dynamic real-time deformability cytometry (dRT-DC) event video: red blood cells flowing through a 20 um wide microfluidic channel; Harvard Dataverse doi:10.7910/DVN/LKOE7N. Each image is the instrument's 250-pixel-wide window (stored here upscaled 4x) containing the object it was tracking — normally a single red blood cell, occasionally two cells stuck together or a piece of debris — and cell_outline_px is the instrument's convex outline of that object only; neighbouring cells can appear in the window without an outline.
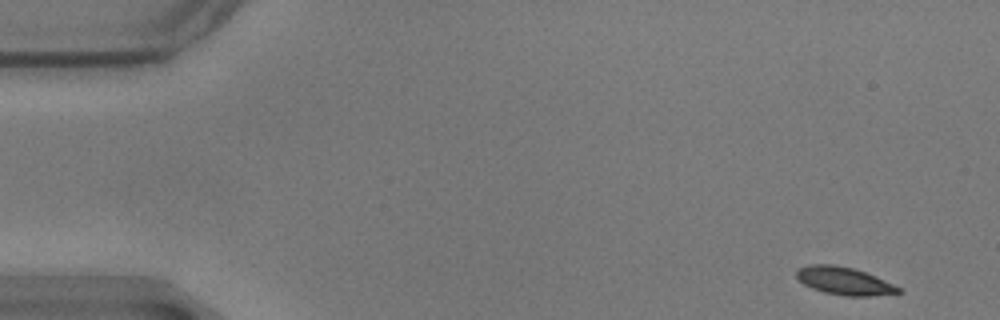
{"species": "common noctule bat (a hibernating species)", "species_latin": "Nyctalus noctula", "temperature_condition": "warm", "stored_images_in_passage": 56, "camera_frame_rate_fps": 3000, "um_per_image_px": 0.085, "animal": {"sex": "male", "body_mass_g": 17.9}, "frame": {"image": 1, "passage_image": 1, "time_ms": 0.0, "image_size_px": [1000, 320], "cell_outline_px": [[900, 292], [872, 296], [844, 296], [824, 292], [812, 288], [804, 284], [796, 276], [796, 268], [808, 264], [832, 264], [852, 268], [876, 276], [900, 288]], "centroid_in_image_um": [71.7, 23.87], "position_along_channel_um": 13.3, "area_um2": 16.36}}
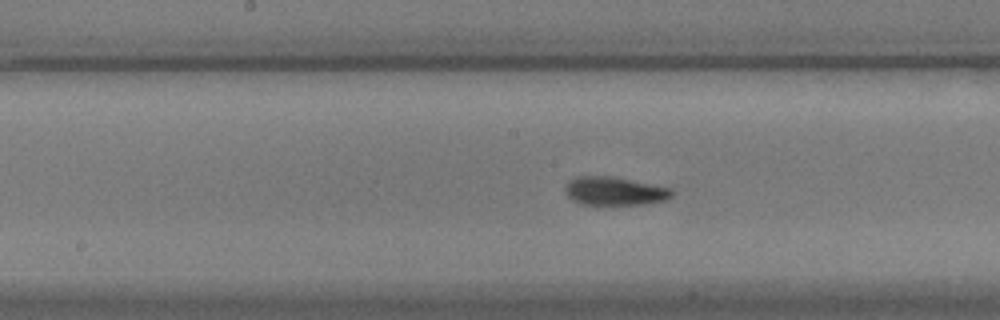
{"frame": {"image": 2, "passage_image": 27, "time_ms": 8.667, "image_size_px": [1000, 320], "cell_outline_px": [[676, 192], [672, 196], [664, 200], [648, 204], [580, 204], [572, 200], [564, 192], [564, 188], [568, 180], [576, 176], [612, 176], [672, 188]], "centroid_in_image_um": [52.23, 16.23], "position_along_channel_um": 196.0, "area_um2": 17.86}}
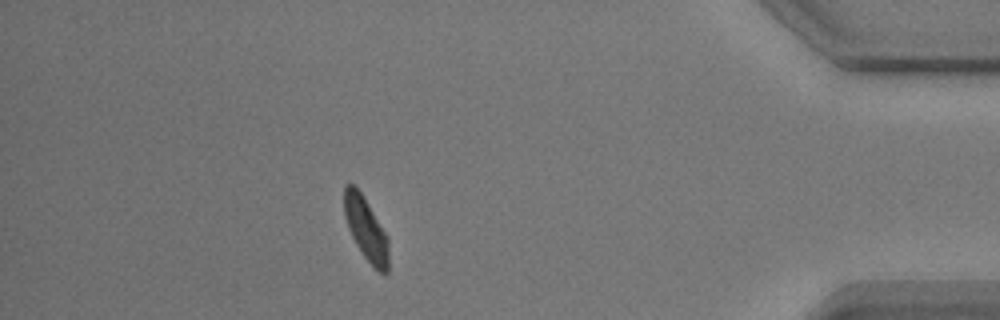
{"frame": {"image": 3, "passage_image": 49, "time_ms": 16.0, "image_size_px": [1000, 320], "cell_outline_px": [[388, 272], [380, 272], [372, 268], [356, 244], [348, 228], [344, 216], [344, 184], [352, 184], [360, 192], [368, 204], [388, 236]], "centroid_in_image_um": [31.1, 19.48], "position_along_channel_um": 404.1, "area_um2": 16.24}, "authors_computed_cell_mechanics": {"area_um2": 17.2533, "velocity_mm_per_s": 3.4567, "shape_relaxation_time_tau1_ms": 2.0211, "shape_relaxation_time_tau2_ms": null, "deformation_change_tau1": 0.1122, "deformation_change_tau2": null}}